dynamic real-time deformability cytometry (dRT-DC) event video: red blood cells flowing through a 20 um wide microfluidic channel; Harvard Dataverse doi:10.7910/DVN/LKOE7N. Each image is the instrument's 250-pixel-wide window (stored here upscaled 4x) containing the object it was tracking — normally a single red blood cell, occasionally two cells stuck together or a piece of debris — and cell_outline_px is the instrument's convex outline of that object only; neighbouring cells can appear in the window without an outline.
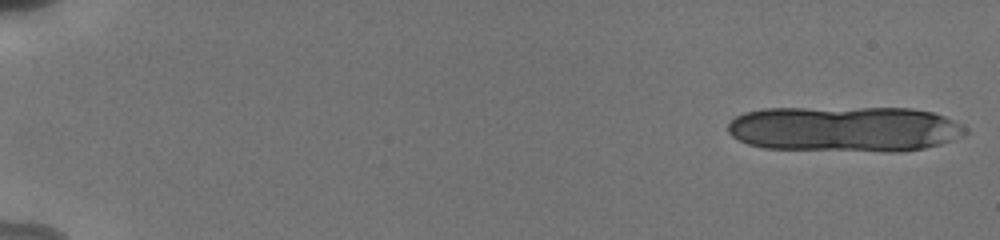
{"species": "human", "species_latin": "Homo sapiens", "temperature_condition": "cold", "stored_images_in_passage": 15, "camera_frame_rate_fps": 3000, "um_per_image_px": 0.085, "donor": {"sex": "male"}, "frame": {"image": 1, "passage_image": 1, "time_ms": 0.0, "image_size_px": [1000, 240], "cell_outline_px": [[968, 132], [964, 136], [940, 144], [924, 148], [892, 152], [888, 152], [764, 148], [748, 144], [732, 136], [728, 132], [728, 124], [736, 116], [744, 112], [764, 108], [912, 108], [932, 112], [944, 116], [968, 128]], "centroid_in_image_um": [71.81, 10.96], "position_along_channel_um": 13.2, "area_um2": 63.58}}